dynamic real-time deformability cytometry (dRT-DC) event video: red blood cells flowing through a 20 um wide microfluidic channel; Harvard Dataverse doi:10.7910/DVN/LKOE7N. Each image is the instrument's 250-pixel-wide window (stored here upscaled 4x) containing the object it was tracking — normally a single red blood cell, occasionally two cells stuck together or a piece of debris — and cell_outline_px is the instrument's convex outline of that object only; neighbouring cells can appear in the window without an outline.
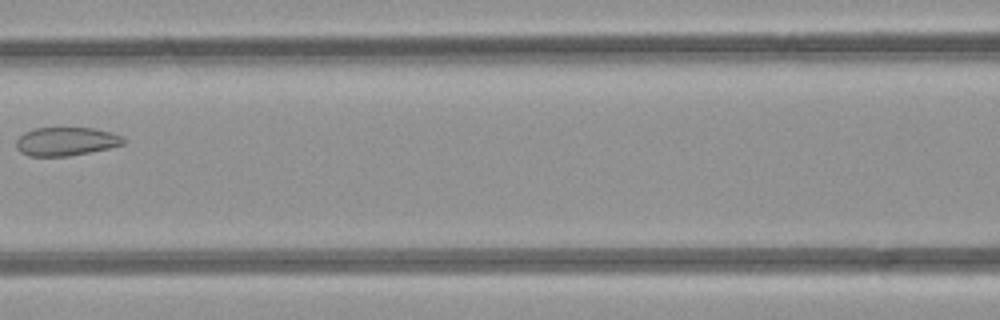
{"species": "common noctule bat (a hibernating species)", "species_latin": "Nyctalus noctula", "temperature_condition": "room temperature", "stored_images_in_passage": 5, "camera_frame_rate_fps": 3000, "um_per_image_px": 0.085, "animal": {"sex": "female", "body_mass_g": 21.9}, "frame": {"image": 1, "passage_image": 5, "time_ms": 4.333, "image_size_px": [1000, 320], "cell_outline_px": [[128, 140], [124, 144], [108, 148], [68, 156], [28, 156], [20, 152], [16, 148], [16, 140], [24, 132], [36, 128], [92, 128], [112, 132], [124, 136]], "centroid_in_image_um": [5.64, 12.02], "position_along_channel_um": 161.0, "area_um2": 17.92}}